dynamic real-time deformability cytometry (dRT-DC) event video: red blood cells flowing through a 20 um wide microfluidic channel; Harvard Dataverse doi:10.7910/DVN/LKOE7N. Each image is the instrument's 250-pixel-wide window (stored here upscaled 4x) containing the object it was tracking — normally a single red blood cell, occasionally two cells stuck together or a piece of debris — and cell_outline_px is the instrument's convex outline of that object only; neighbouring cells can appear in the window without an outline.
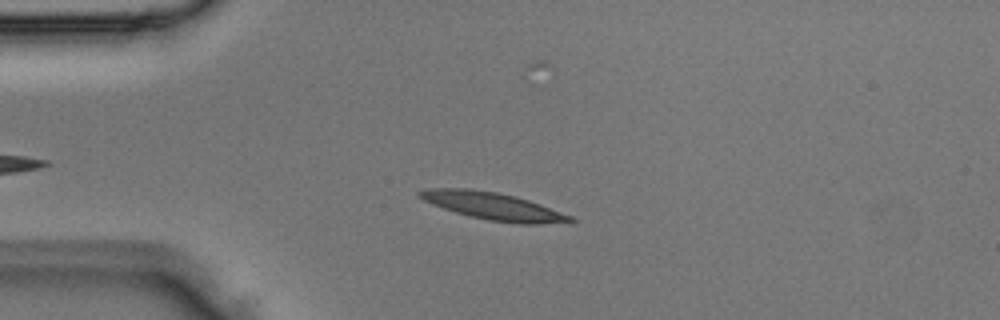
{"species": "Egyptian fruit bat (a non-hibernating species)", "species_latin": "Rousettus aegyptiacus", "temperature_condition": "room temperature", "stored_images_in_passage": 3, "camera_frame_rate_fps": 3000, "um_per_image_px": 0.085, "animal": {"sex": "male"}, "frame": {"image": 1, "passage_image": 3, "time_ms": 0.667, "image_size_px": [1000, 320], "cell_outline_px": [[576, 220], [536, 224], [520, 224], [488, 220], [456, 212], [432, 204], [416, 196], [416, 192], [428, 188], [468, 188], [496, 192], [516, 196], [540, 204], [572, 216]], "centroid_in_image_um": [41.86, 17.5], "position_along_channel_um": 43.1, "area_um2": 23.7}}